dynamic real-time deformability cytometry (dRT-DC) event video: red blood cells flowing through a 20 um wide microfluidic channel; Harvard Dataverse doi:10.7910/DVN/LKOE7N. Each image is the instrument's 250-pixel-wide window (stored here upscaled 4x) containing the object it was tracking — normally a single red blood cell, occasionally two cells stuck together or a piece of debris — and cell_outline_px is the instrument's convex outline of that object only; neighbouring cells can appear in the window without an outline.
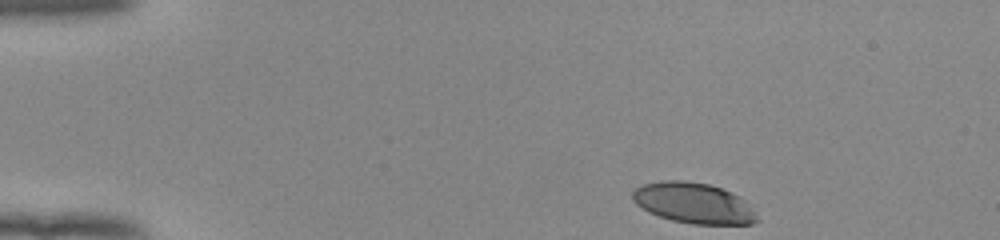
{"species": "human", "species_latin": "Homo sapiens", "temperature_condition": "room temperature", "stored_images_in_passage": 40, "camera_frame_rate_fps": 3000, "um_per_image_px": 0.085, "donor": {"sex": "female"}, "frame": {"image": 1, "passage_image": 1, "time_ms": 0.0, "image_size_px": [1000, 240], "cell_outline_px": [[760, 220], [752, 224], [692, 224], [672, 220], [648, 212], [636, 204], [632, 200], [632, 192], [640, 184], [660, 180], [684, 180], [708, 184], [732, 192], [740, 196], [744, 200]], "centroid_in_image_um": [58.92, 17.25], "position_along_channel_um": 26.1, "area_um2": 29.59}}
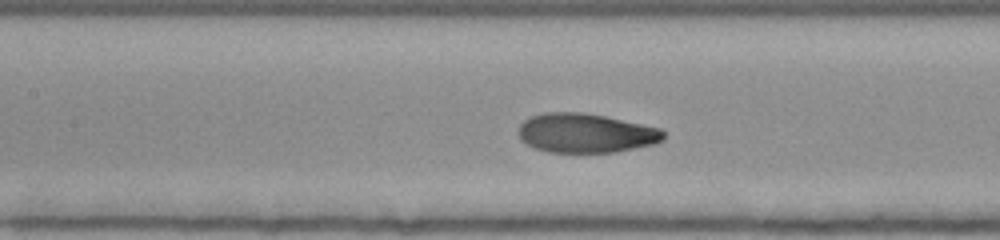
{"frame": {"image": 2, "passage_image": 18, "time_ms": 5.667, "image_size_px": [1000, 240], "cell_outline_px": [[664, 140], [656, 144], [616, 152], [548, 152], [536, 148], [528, 144], [520, 136], [520, 124], [524, 120], [532, 116], [544, 112], [580, 112], [604, 116], [660, 128], [664, 132]], "centroid_in_image_um": [49.83, 11.31], "position_along_channel_um": 157.6, "area_um2": 32.95}}
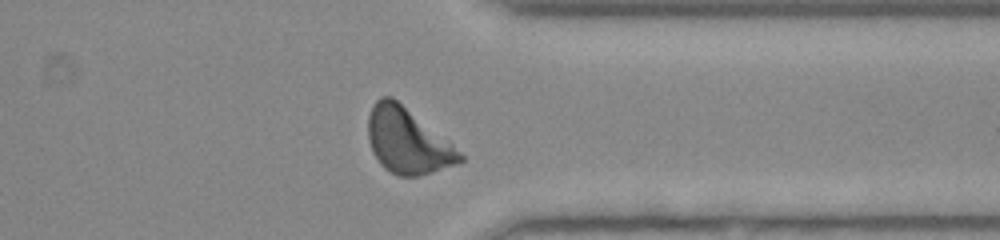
{"frame": {"image": 3, "passage_image": 35, "time_ms": 11.333, "image_size_px": [1000, 240], "cell_outline_px": [[464, 160], [432, 172], [416, 176], [400, 176], [384, 168], [380, 164], [372, 152], [368, 140], [368, 116], [372, 104], [380, 96], [392, 96], [452, 144], [464, 156]], "centroid_in_image_um": [34.58, 11.96], "position_along_channel_um": 376.8, "area_um2": 34.56}, "authors_computed_cell_mechanics": {"area_um2": 33.3506, "velocity_mm_per_s": 3.9124, "shape_relaxation_time_tau1_ms": 2.7103, "shape_relaxation_time_tau2_ms": 0.8709, "deformation_change_tau1": 0.1784, "deformation_change_tau2": 0.0569}}